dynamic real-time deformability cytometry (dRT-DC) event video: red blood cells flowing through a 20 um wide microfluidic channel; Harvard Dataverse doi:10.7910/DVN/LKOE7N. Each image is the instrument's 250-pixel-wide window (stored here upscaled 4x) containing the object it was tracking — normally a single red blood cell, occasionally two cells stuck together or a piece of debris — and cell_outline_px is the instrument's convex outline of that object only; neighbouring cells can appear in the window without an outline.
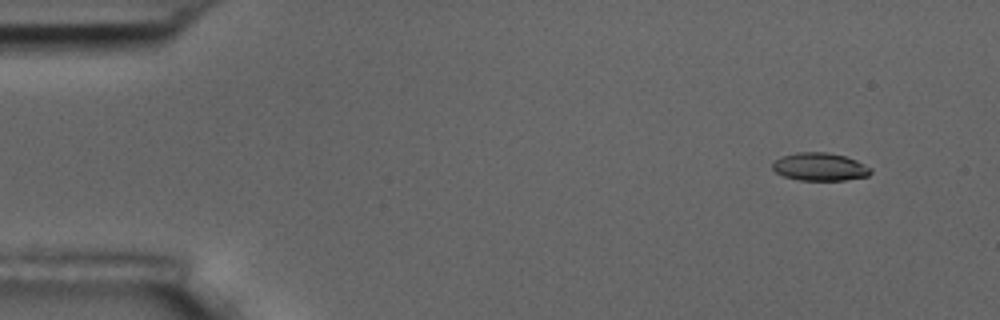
{"species": "common noctule bat (a hibernating species)", "species_latin": "Nyctalus noctula", "temperature_condition": "room temperature", "stored_images_in_passage": 8, "camera_frame_rate_fps": 3000, "um_per_image_px": 0.085, "animal": {"sex": "male", "body_mass_g": 17.5, "forearm_length_mm": 52.3}, "frame": {"image": 1, "passage_image": 1, "time_ms": 0.0, "image_size_px": [1000, 320], "cell_outline_px": [[872, 172], [868, 176], [844, 180], [800, 180], [784, 176], [776, 172], [772, 168], [772, 164], [780, 156], [796, 152], [828, 152], [844, 156], [856, 160], [872, 168]], "centroid_in_image_um": [69.69, 14.17], "position_along_channel_um": 15.3, "area_um2": 16.01}}
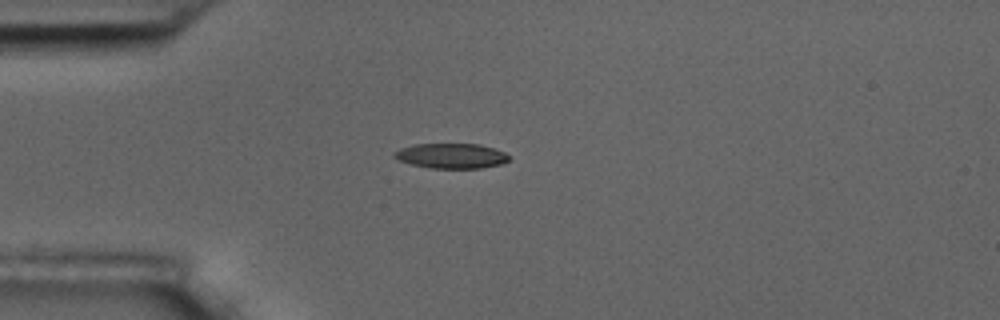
{"frame": {"image": 2, "passage_image": 4, "time_ms": 3.333, "image_size_px": [1000, 320], "cell_outline_px": [[508, 160], [500, 164], [480, 168], [432, 168], [412, 164], [400, 160], [392, 156], [392, 152], [400, 148], [412, 144], [480, 144], [504, 152], [508, 156]], "centroid_in_image_um": [38.31, 13.24], "position_along_channel_um": 46.7, "area_um2": 16.59}}
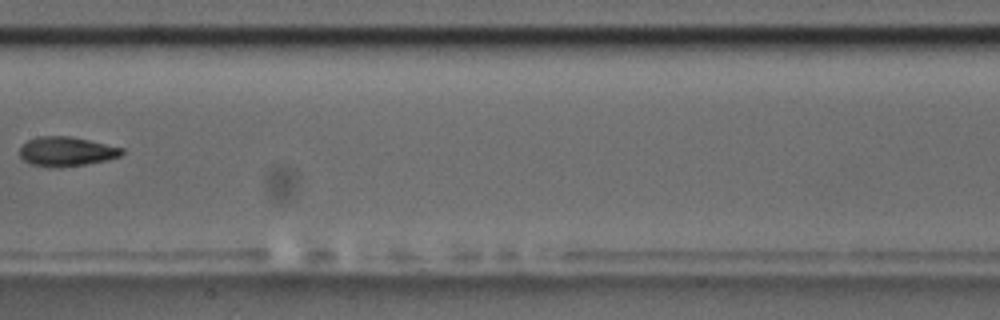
{"frame": {"image": 3, "passage_image": 8, "time_ms": 8.0, "image_size_px": [1000, 320], "cell_outline_px": [[124, 152], [120, 156], [108, 160], [84, 164], [32, 164], [24, 160], [20, 156], [20, 148], [28, 140], [36, 136], [68, 136], [88, 140], [124, 148]], "centroid_in_image_um": [5.69, 12.82], "position_along_channel_um": 201.7, "area_um2": 16.65}}